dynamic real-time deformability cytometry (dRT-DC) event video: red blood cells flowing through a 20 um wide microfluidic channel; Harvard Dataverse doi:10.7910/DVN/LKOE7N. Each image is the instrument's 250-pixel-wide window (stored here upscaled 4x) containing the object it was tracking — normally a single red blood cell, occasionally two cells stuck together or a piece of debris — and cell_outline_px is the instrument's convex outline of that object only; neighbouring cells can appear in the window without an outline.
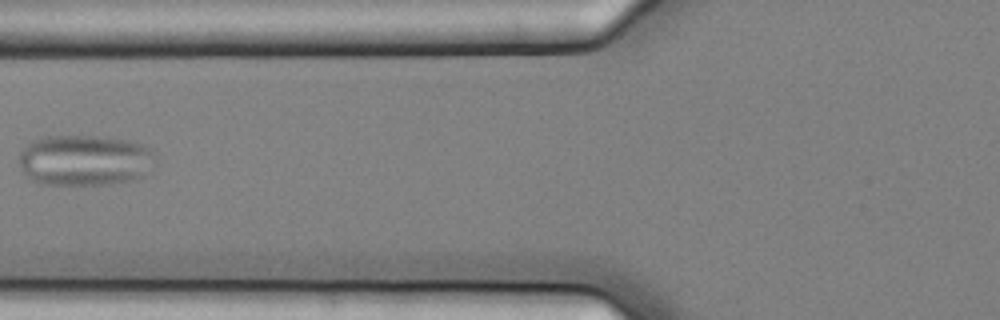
{"species": "common noctule bat (a hibernating species)", "species_latin": "Nyctalus noctula", "temperature_condition": "cold", "stored_images_in_passage": 2, "camera_frame_rate_fps": 3000, "um_per_image_px": 0.085, "animal": {"sex": "female", "body_mass_g": 25.1}, "frame": {"image": 1, "passage_image": 2, "time_ms": 0.333, "image_size_px": [1000, 320], "cell_outline_px": [[156, 160], [144, 176], [136, 180], [108, 184], [44, 184], [32, 180], [24, 172], [20, 164], [20, 152], [32, 140], [48, 136], [92, 136], [124, 140], [140, 144], [152, 148], [156, 152]], "centroid_in_image_um": [7.25, 13.62], "position_along_channel_um": 118.5, "area_um2": 40.4}}